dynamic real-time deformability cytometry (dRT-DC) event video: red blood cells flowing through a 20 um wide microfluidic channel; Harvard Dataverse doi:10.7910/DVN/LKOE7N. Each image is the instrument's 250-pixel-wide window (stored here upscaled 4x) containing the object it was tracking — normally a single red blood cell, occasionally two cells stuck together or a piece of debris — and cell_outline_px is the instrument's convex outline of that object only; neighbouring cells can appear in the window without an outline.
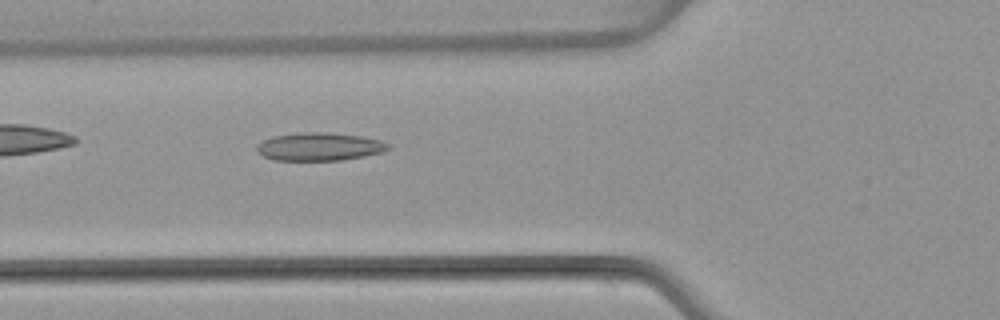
{"species": "common noctule bat (a hibernating species)", "species_latin": "Nyctalus noctula", "temperature_condition": "warm", "stored_images_in_passage": 4, "camera_frame_rate_fps": 3000, "um_per_image_px": 0.085, "animal": {"sex": "female", "body_mass_g": 22.7, "forearm_length_mm": 54.2}, "frame": {"image": 1, "passage_image": 4, "time_ms": 4.667, "image_size_px": [1000, 320], "cell_outline_px": [[388, 148], [384, 152], [364, 156], [340, 160], [272, 160], [256, 152], [256, 144], [260, 140], [272, 136], [304, 132], [328, 132], [364, 136], [380, 140], [388, 144]], "centroid_in_image_um": [27.1, 12.46], "position_along_channel_um": 98.7, "area_um2": 21.68}}